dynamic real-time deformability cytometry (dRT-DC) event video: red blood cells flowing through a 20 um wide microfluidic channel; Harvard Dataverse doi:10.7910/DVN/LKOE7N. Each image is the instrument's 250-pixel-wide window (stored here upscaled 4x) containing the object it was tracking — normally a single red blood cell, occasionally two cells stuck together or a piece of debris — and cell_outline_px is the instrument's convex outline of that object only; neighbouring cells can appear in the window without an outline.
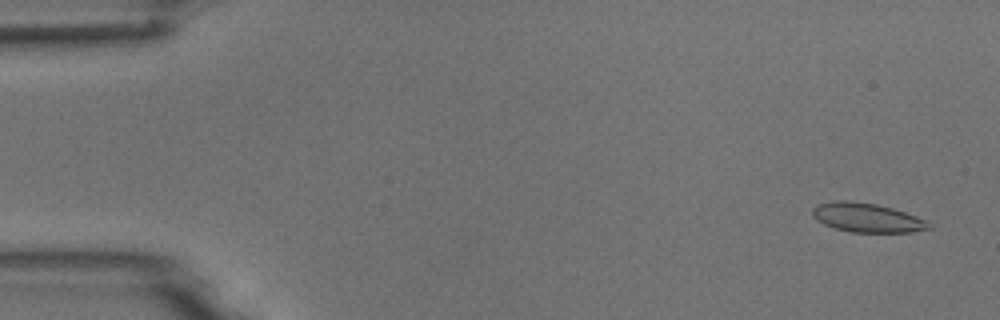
{"species": "common noctule bat (a hibernating species)", "species_latin": "Nyctalus noctula", "temperature_condition": "room temperature", "stored_images_in_passage": 54, "camera_frame_rate_fps": 3000, "um_per_image_px": 0.085, "animal": {"sex": "male", "body_mass_g": 18.8}, "frame": {"image": 1, "passage_image": 3, "time_ms": 0.667, "image_size_px": [1000, 320], "cell_outline_px": [[932, 228], [912, 232], [852, 232], [836, 228], [824, 224], [816, 220], [812, 216], [812, 208], [820, 204], [836, 200], [852, 200], [876, 204], [892, 208], [916, 216], [932, 224]], "centroid_in_image_um": [73.69, 18.5], "position_along_channel_um": 11.3, "area_um2": 19.71}}
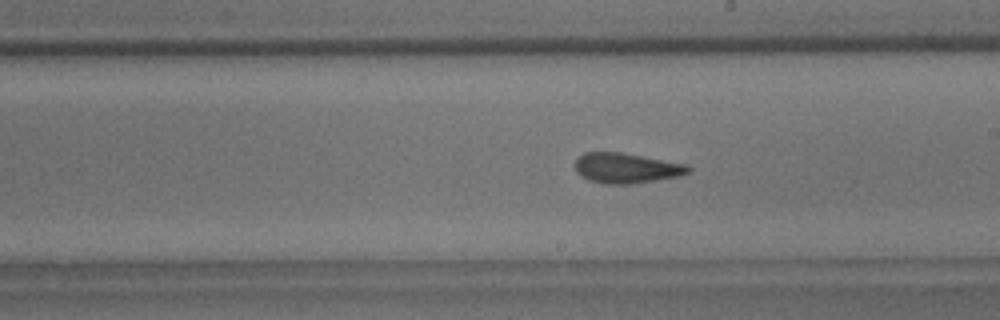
{"frame": {"image": 2, "passage_image": 31, "time_ms": 10.0, "image_size_px": [1000, 320], "cell_outline_px": [[692, 168], [688, 172], [680, 176], [632, 184], [604, 184], [588, 180], [580, 176], [576, 172], [576, 156], [584, 152], [620, 152], [688, 164]], "centroid_in_image_um": [53.22, 14.29], "position_along_channel_um": 235.8, "area_um2": 20.11}}
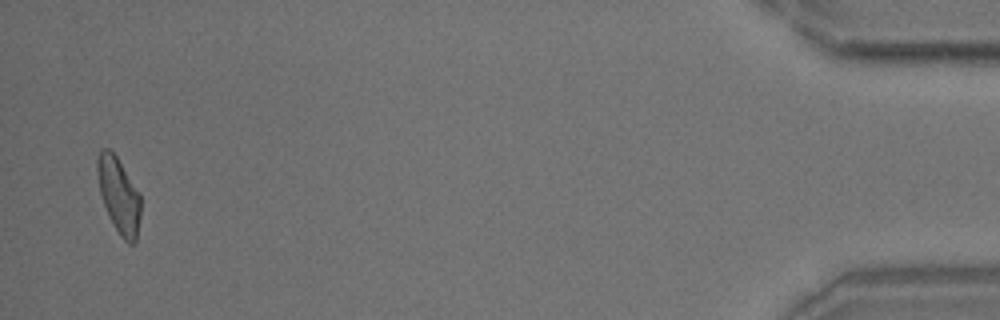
{"frame": {"image": 3, "passage_image": 53, "time_ms": 17.333, "image_size_px": [1000, 320], "cell_outline_px": [[140, 216], [136, 244], [128, 244], [120, 236], [104, 204], [100, 192], [96, 172], [96, 160], [100, 148], [108, 148], [116, 156], [140, 192]], "centroid_in_image_um": [10.1, 16.58], "position_along_channel_um": 425.1, "area_um2": 19.07}, "authors_computed_cell_mechanics": {"area_um2": 19.8832, "velocity_mm_per_s": 3.7486, "shape_relaxation_time_tau1_ms": 3.0396, "shape_relaxation_time_tau2_ms": 1.8994, "deformation_change_tau1": 0.1208, "deformation_change_tau2": 0.1145}}